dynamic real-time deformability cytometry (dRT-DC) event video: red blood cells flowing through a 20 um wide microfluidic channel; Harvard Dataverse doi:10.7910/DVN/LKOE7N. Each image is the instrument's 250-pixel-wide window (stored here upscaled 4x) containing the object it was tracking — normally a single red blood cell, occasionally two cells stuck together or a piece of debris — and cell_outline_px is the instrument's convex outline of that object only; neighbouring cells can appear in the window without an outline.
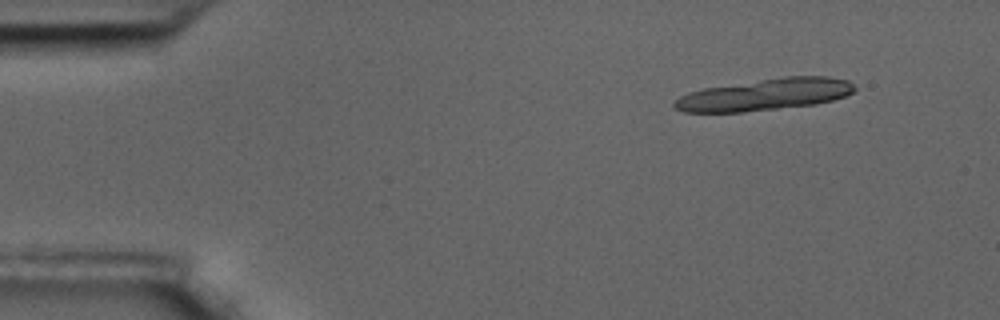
{"species": "common noctule bat (a hibernating species)", "species_latin": "Nyctalus noctula", "temperature_condition": "room temperature", "stored_images_in_passage": 16, "camera_frame_rate_fps": 3000, "um_per_image_px": 0.085, "animal": {"sex": "male", "body_mass_g": 17.5, "forearm_length_mm": 52.3}, "frame": {"image": 1, "passage_image": 1, "time_ms": 0.0, "image_size_px": [1000, 320], "cell_outline_px": [[856, 88], [852, 92], [844, 96], [832, 100], [816, 104], [744, 112], [684, 112], [672, 108], [672, 104], [680, 96], [688, 92], [704, 88], [784, 76], [828, 76], [848, 80]], "centroid_in_image_um": [64.99, 8.04], "position_along_channel_um": 20.0, "area_um2": 33.29}}